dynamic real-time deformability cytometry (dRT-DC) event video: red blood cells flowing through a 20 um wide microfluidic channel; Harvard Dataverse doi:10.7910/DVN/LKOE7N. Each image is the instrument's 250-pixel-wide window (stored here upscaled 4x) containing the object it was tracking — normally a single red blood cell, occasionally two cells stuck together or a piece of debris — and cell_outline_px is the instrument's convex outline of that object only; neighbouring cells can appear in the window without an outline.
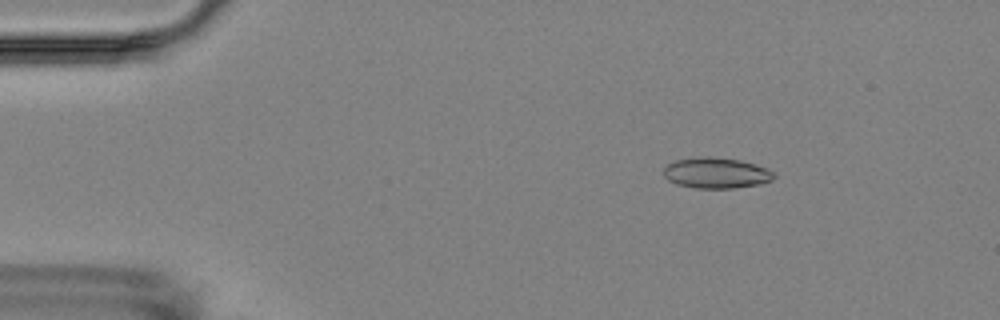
{"species": "Egyptian fruit bat (a non-hibernating species)", "species_latin": "Rousettus aegyptiacus", "temperature_condition": "room temperature", "stored_images_in_passage": 5, "camera_frame_rate_fps": 3000, "um_per_image_px": 0.085, "animal": {"sex": "female"}, "frame": {"image": 1, "passage_image": 5, "time_ms": 8.333, "image_size_px": [1000, 320], "cell_outline_px": [[776, 176], [772, 180], [760, 184], [732, 188], [696, 188], [676, 184], [668, 180], [664, 176], [664, 168], [668, 164], [676, 160], [708, 156], [740, 160], [756, 164], [768, 168], [776, 172]], "centroid_in_image_um": [60.92, 14.7], "position_along_channel_um": 24.1, "area_um2": 19.83}}